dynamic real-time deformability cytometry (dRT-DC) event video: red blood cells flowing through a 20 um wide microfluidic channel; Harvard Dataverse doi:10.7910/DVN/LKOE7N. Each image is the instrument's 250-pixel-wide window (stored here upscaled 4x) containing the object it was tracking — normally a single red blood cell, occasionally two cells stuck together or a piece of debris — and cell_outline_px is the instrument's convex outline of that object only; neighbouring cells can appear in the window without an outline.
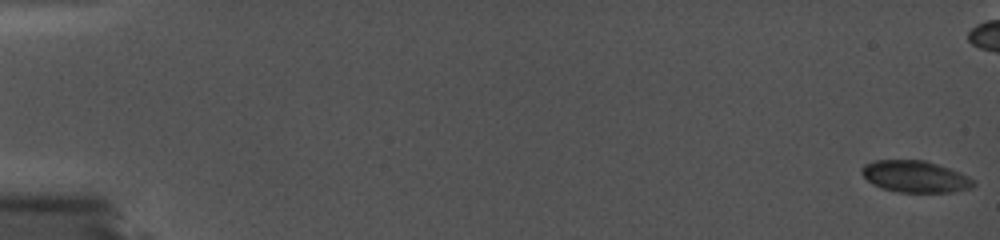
{"species": "common noctule bat (a hibernating species)", "species_latin": "Nyctalus noctula", "temperature_condition": "cold", "stored_images_in_passage": 15, "camera_frame_rate_fps": 5000, "um_per_image_px": 0.085, "animal": {"sex": "female", "body_mass_g": 19.0, "forearm_length_mm": 56.7}, "frame": {"image": 1, "passage_image": 1, "time_ms": 0.0, "image_size_px": [1000, 240], "cell_outline_px": [[976, 188], [952, 192], [908, 192], [884, 188], [868, 180], [860, 172], [860, 168], [864, 164], [876, 160], [924, 160], [960, 172], [976, 180]], "centroid_in_image_um": [77.86, 15.0], "position_along_channel_um": 7.1, "area_um2": 20.52}}
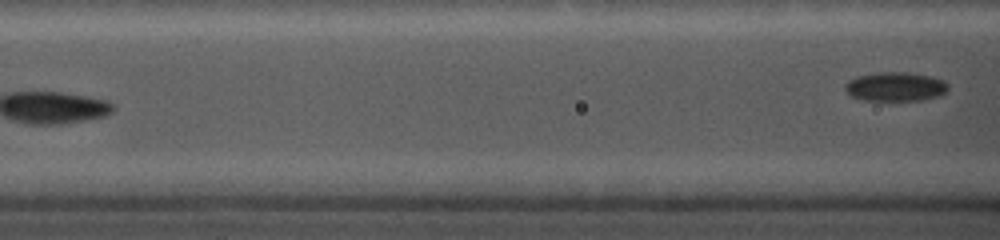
{"frame": {"image": 2, "passage_image": 15, "time_ms": 2.8, "image_size_px": [1000, 240], "cell_outline_px": [[948, 88], [940, 96], [920, 100], [864, 100], [852, 96], [844, 88], [844, 84], [848, 80], [856, 76], [880, 72], [908, 72], [932, 76], [944, 80], [948, 84]], "centroid_in_image_um": [76.12, 7.35], "position_along_channel_um": 90.5, "area_um2": 17.51}}